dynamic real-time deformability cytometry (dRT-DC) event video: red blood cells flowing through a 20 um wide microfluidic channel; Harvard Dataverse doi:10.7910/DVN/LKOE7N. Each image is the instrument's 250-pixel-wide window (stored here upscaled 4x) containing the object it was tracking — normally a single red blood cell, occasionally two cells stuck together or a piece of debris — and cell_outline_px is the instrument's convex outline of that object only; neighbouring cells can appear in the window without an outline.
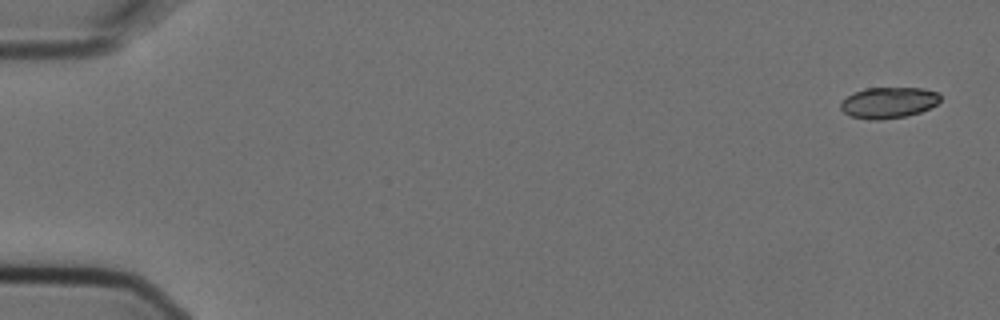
{"species": "Egyptian fruit bat (a non-hibernating species)", "species_latin": "Rousettus aegyptiacus", "temperature_condition": "cold", "stored_images_in_passage": 7, "camera_frame_rate_fps": 3000, "um_per_image_px": 0.085, "animal": {"sex": "female"}, "frame": {"image": 1, "passage_image": 1, "time_ms": 0.0, "image_size_px": [1000, 320], "cell_outline_px": [[940, 100], [936, 104], [920, 112], [908, 116], [880, 120], [868, 120], [852, 116], [844, 112], [840, 108], [840, 100], [856, 92], [868, 88], [924, 88], [940, 92]], "centroid_in_image_um": [75.54, 8.73], "position_along_channel_um": 9.5, "area_um2": 18.09}}
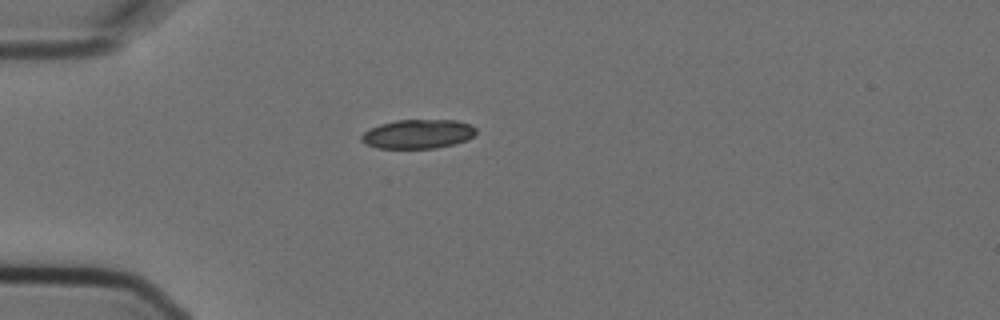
{"frame": {"image": 2, "passage_image": 5, "time_ms": 1.333, "image_size_px": [1000, 320], "cell_outline_px": [[476, 132], [468, 140], [436, 148], [376, 148], [364, 144], [360, 140], [360, 136], [364, 132], [380, 124], [396, 120], [456, 120], [468, 124], [476, 128]], "centroid_in_image_um": [35.49, 11.39], "position_along_channel_um": 49.5, "area_um2": 19.42}}
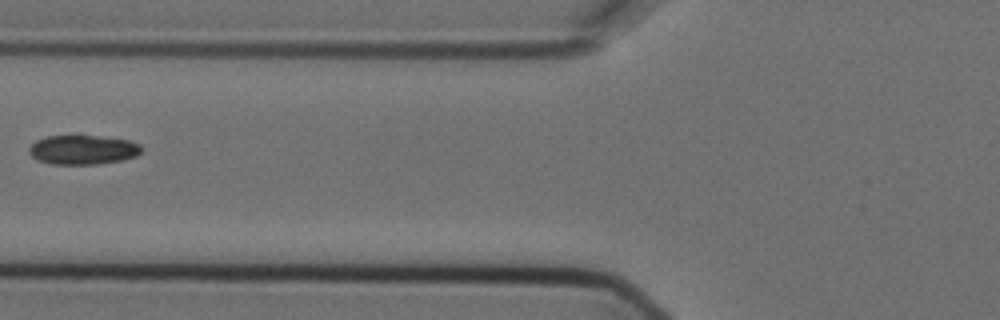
{"frame": {"image": 3, "passage_image": 7, "time_ms": 2.0, "image_size_px": [1000, 320], "cell_outline_px": [[144, 148], [136, 156], [120, 160], [96, 164], [52, 164], [36, 160], [28, 152], [28, 148], [36, 140], [48, 136], [100, 136], [128, 140], [140, 144]], "centroid_in_image_um": [7.03, 12.73], "position_along_channel_um": 118.8, "area_um2": 19.19}}